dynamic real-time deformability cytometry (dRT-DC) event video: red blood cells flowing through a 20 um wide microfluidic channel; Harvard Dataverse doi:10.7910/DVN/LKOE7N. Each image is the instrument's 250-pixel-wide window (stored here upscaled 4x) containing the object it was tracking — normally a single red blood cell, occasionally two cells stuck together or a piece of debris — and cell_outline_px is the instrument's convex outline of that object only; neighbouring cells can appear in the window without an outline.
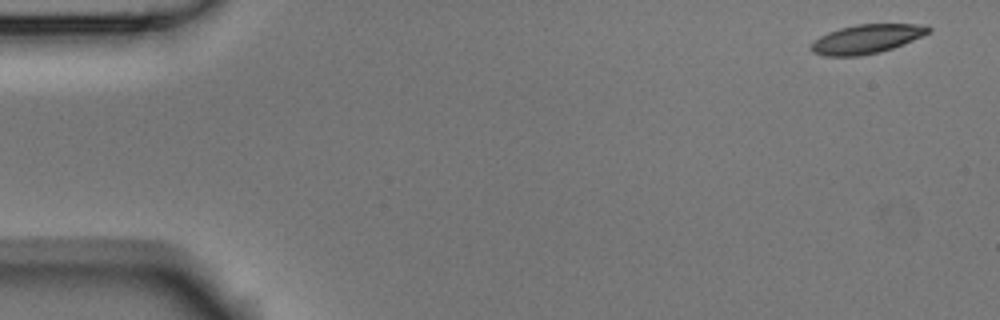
{"species": "Egyptian fruit bat (a non-hibernating species)", "species_latin": "Rousettus aegyptiacus", "temperature_condition": "room temperature", "stored_images_in_passage": 7, "camera_frame_rate_fps": 3000, "um_per_image_px": 0.085, "animal": {"sex": "male"}, "frame": {"image": 1, "passage_image": 1, "time_ms": 0.0, "image_size_px": [1000, 320], "cell_outline_px": [[932, 32], [892, 48], [880, 52], [860, 56], [824, 56], [812, 52], [808, 48], [820, 36], [828, 32], [840, 28], [856, 24], [924, 24], [932, 28]], "centroid_in_image_um": [73.67, 3.31], "position_along_channel_um": 11.3, "area_um2": 19.88}}
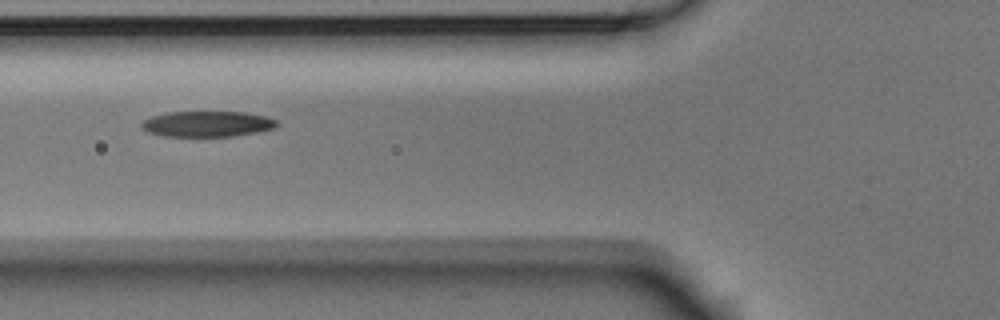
{"frame": {"image": 2, "passage_image": 6, "time_ms": 1.667, "image_size_px": [1000, 320], "cell_outline_px": [[280, 124], [276, 128], [256, 132], [232, 136], [164, 136], [148, 132], [140, 124], [144, 120], [152, 116], [168, 112], [244, 112], [264, 116], [276, 120]], "centroid_in_image_um": [17.64, 10.53], "position_along_channel_um": 108.2, "area_um2": 20.11}}
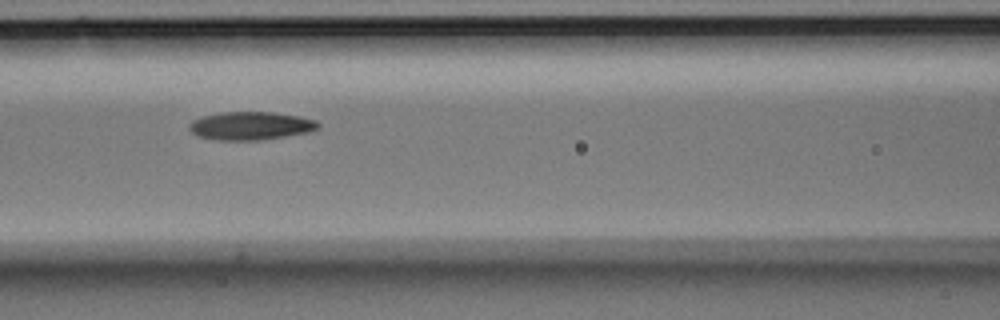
{"frame": {"image": 3, "passage_image": 7, "time_ms": 2.0, "image_size_px": [1000, 320], "cell_outline_px": [[320, 128], [308, 132], [260, 140], [216, 140], [196, 136], [188, 128], [188, 124], [192, 120], [200, 116], [220, 112], [272, 112], [300, 116], [316, 120], [320, 124]], "centroid_in_image_um": [21.27, 10.68], "position_along_channel_um": 145.3, "area_um2": 21.39}}